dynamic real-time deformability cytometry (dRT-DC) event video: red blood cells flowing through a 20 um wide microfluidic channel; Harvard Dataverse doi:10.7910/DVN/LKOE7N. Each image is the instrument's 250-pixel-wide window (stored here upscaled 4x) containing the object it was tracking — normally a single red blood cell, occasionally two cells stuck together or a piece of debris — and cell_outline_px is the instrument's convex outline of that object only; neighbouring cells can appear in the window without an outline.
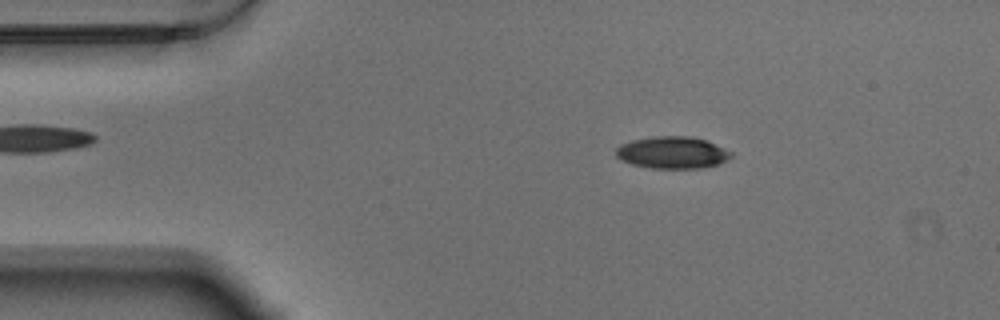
{"species": "Egyptian fruit bat (a non-hibernating species)", "species_latin": "Rousettus aegyptiacus", "temperature_condition": "warm", "stored_images_in_passage": 57, "camera_frame_rate_fps": 3000, "um_per_image_px": 0.085, "animal": {"sex": "male"}, "frame": {"image": 1, "passage_image": 9, "time_ms": 2.667, "image_size_px": [1000, 320], "cell_outline_px": [[732, 156], [728, 160], [720, 164], [704, 168], [648, 168], [632, 164], [620, 160], [616, 156], [616, 148], [620, 144], [632, 140], [652, 136], [692, 136], [708, 140], [732, 152]], "centroid_in_image_um": [57.17, 12.96], "position_along_channel_um": 27.8, "area_um2": 21.85}}
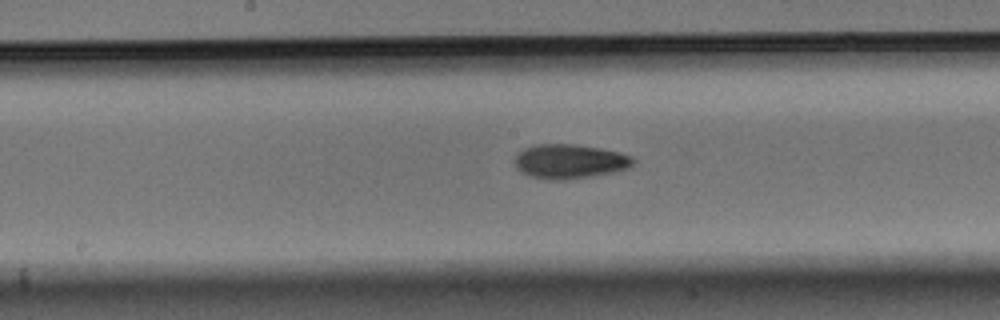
{"frame": {"image": 2, "passage_image": 28, "time_ms": 9.0, "image_size_px": [1000, 320], "cell_outline_px": [[636, 160], [628, 168], [612, 172], [592, 176], [560, 180], [552, 180], [528, 176], [520, 172], [516, 168], [516, 156], [524, 148], [536, 144], [572, 144], [600, 148], [620, 152], [632, 156]], "centroid_in_image_um": [48.42, 13.72], "position_along_channel_um": 199.8, "area_um2": 23.64}}
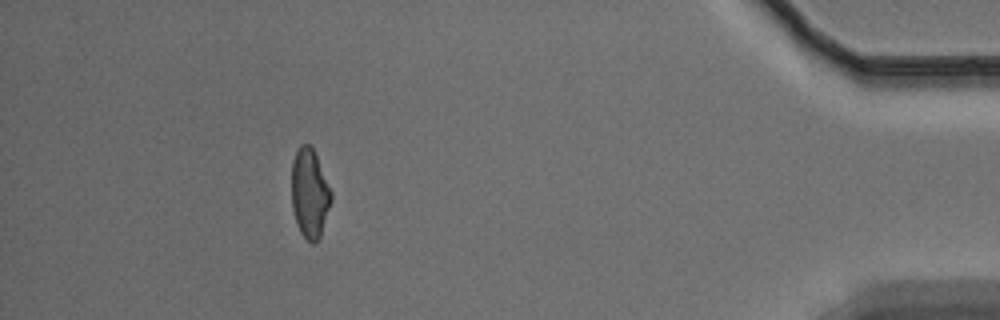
{"frame": {"image": 3, "passage_image": 51, "time_ms": 16.667, "image_size_px": [1000, 320], "cell_outline_px": [[332, 200], [320, 236], [312, 244], [300, 232], [296, 224], [292, 208], [292, 160], [300, 144], [308, 144], [312, 148], [316, 156], [332, 192]], "centroid_in_image_um": [26.31, 16.44], "position_along_channel_um": 408.9, "area_um2": 20.4}, "authors_computed_cell_mechanics": {"area_um2": 21.6172, "velocity_mm_per_s": 3.4949, "shape_relaxation_time_tau1_ms": 7.4604, "shape_relaxation_time_tau2_ms": 5.4889, "deformation_change_tau1": 0.1922, "deformation_change_tau2": 0.1184}}